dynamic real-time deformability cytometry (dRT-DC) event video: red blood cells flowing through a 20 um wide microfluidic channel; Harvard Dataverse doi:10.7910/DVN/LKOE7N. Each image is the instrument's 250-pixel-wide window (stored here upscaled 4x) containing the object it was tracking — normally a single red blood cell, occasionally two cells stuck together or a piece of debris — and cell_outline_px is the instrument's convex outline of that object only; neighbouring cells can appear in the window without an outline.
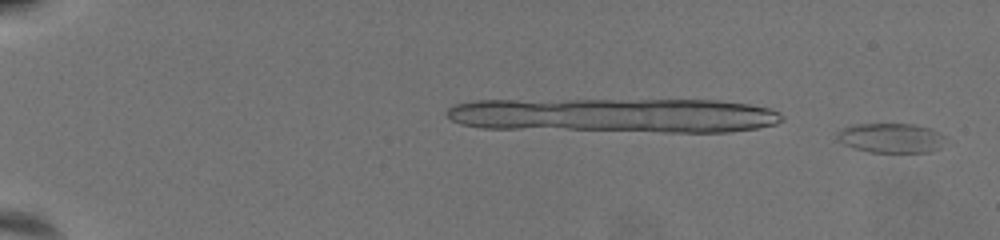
{"species": "common noctule bat (a hibernating species)", "species_latin": "Nyctalus noctula", "temperature_condition": "warm", "stored_images_in_passage": 62, "camera_frame_rate_fps": 3000, "um_per_image_px": 0.085, "animal": {"sex": "female", "body_mass_g": 19.5, "forearm_length_mm": 54.1}, "frame": {"image": 1, "passage_image": 2, "time_ms": 0.333, "image_size_px": [1000, 240], "cell_outline_px": [[944, 136], [928, 152], [872, 152], [856, 148], [844, 144], [836, 136], [844, 128], [860, 124], [912, 124], [928, 128]], "centroid_in_image_um": [75.65, 11.72], "position_along_channel_um": 9.4, "area_um2": 17.63}}
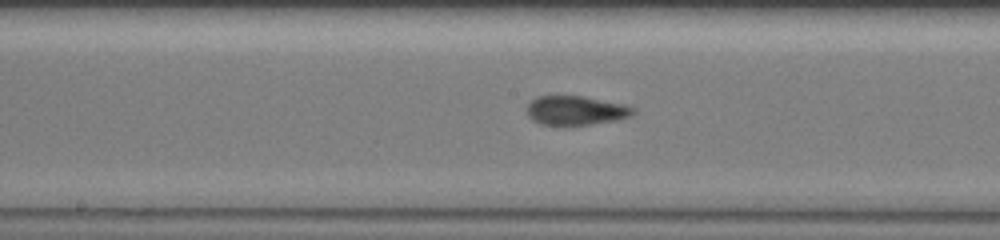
{"frame": {"image": 2, "passage_image": 36, "time_ms": 11.667, "image_size_px": [1000, 240], "cell_outline_px": [[636, 108], [628, 116], [612, 120], [592, 124], [540, 124], [532, 120], [528, 116], [528, 104], [532, 100], [540, 96], [580, 96], [620, 104]], "centroid_in_image_um": [48.87, 9.38], "position_along_channel_um": 199.3, "area_um2": 17.28}}
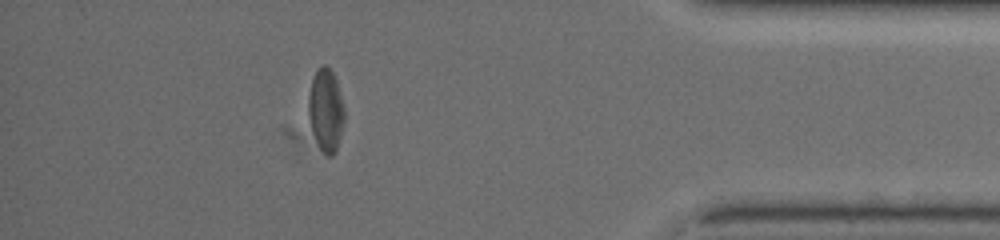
{"frame": {"image": 3, "passage_image": 56, "time_ms": 18.333, "image_size_px": [1000, 240], "cell_outline_px": [[344, 120], [336, 152], [332, 156], [328, 156], [320, 148], [312, 132], [308, 116], [308, 96], [312, 76], [316, 68], [324, 64], [332, 72], [336, 80], [344, 108]], "centroid_in_image_um": [27.67, 9.34], "position_along_channel_um": 407.5, "area_um2": 17.34}, "authors_computed_cell_mechanics": {"area_um2": 17.629, "velocity_mm_per_s": 3.5866, "shape_relaxation_time_tau1_ms": 5.9305, "shape_relaxation_time_tau2_ms": 1.3752, "deformation_change_tau1": 0.1815, "deformation_change_tau2": 0.0659}}